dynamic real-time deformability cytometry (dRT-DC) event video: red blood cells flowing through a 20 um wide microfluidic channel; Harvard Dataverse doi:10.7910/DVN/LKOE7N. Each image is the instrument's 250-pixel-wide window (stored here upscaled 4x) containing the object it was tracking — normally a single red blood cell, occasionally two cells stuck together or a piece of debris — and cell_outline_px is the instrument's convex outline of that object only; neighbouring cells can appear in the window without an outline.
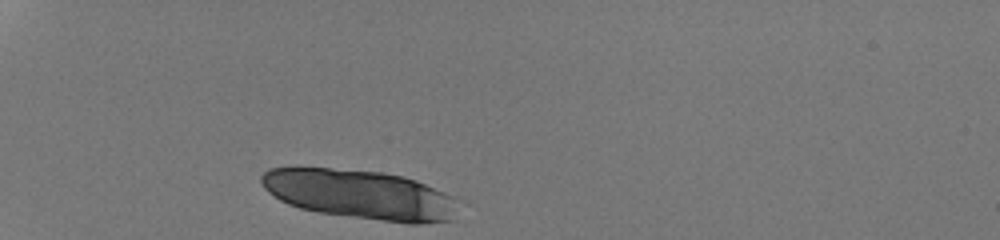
{"species": "human", "species_latin": "Homo sapiens", "temperature_condition": "room temperature", "stored_images_in_passage": 30, "camera_frame_rate_fps": 3000, "um_per_image_px": 0.085, "donor": {"sex": "male"}, "frame": {"image": 1, "passage_image": 1, "time_ms": 0.0, "image_size_px": [1000, 240], "cell_outline_px": [[456, 220], [420, 224], [408, 224], [320, 212], [300, 208], [288, 204], [280, 200], [268, 192], [264, 188], [260, 180], [260, 176], [268, 168], [296, 164], [384, 172], [404, 176], [416, 180], [444, 192], [452, 196]], "centroid_in_image_um": [30.5, 16.48], "position_along_channel_um": 54.5, "area_um2": 57.68}}
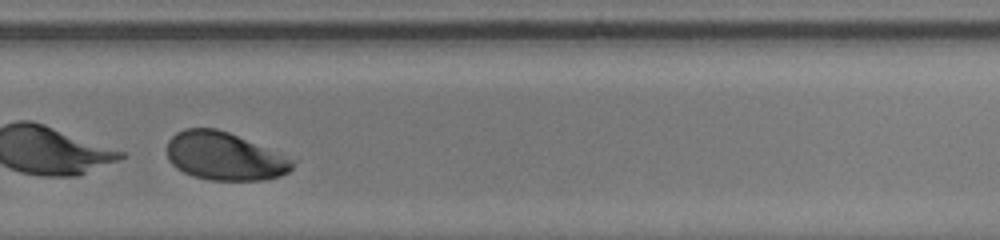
{"frame": {"image": 2, "passage_image": 23, "time_ms": 7.333, "image_size_px": [1000, 240], "cell_outline_px": [[296, 160], [292, 168], [288, 172], [280, 176], [264, 180], [208, 180], [192, 176], [176, 168], [168, 160], [168, 140], [176, 132], [184, 128], [216, 128], [228, 132]], "centroid_in_image_um": [19.06, 13.29], "position_along_channel_um": 310.7, "area_um2": 35.08}}
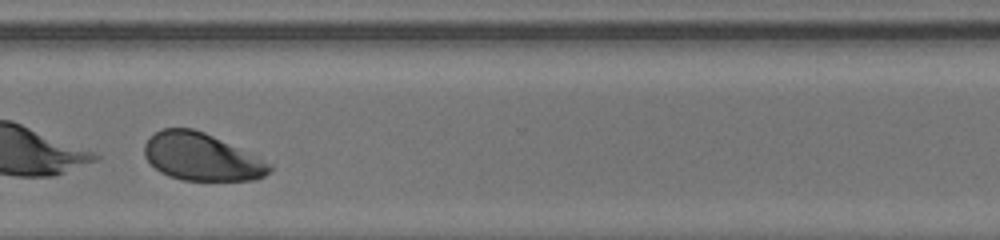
{"frame": {"image": 3, "passage_image": 26, "time_ms": 8.333, "image_size_px": [1000, 240], "cell_outline_px": [[272, 172], [256, 180], [184, 180], [168, 176], [160, 172], [144, 156], [144, 144], [160, 128], [192, 128], [204, 132], [272, 164]], "centroid_in_image_um": [17.12, 13.35], "position_along_channel_um": 353.5, "area_um2": 34.28}, "authors_computed_cell_mechanics": {"area_um2": 36.992, "velocity_mm_per_s": 4.2016, "shape_relaxation_time_tau1_ms": 2.4318, "shape_relaxation_time_tau2_ms": 5.5036, "deformation_change_tau1": 0.3642, "deformation_change_tau2": 0.0889}}